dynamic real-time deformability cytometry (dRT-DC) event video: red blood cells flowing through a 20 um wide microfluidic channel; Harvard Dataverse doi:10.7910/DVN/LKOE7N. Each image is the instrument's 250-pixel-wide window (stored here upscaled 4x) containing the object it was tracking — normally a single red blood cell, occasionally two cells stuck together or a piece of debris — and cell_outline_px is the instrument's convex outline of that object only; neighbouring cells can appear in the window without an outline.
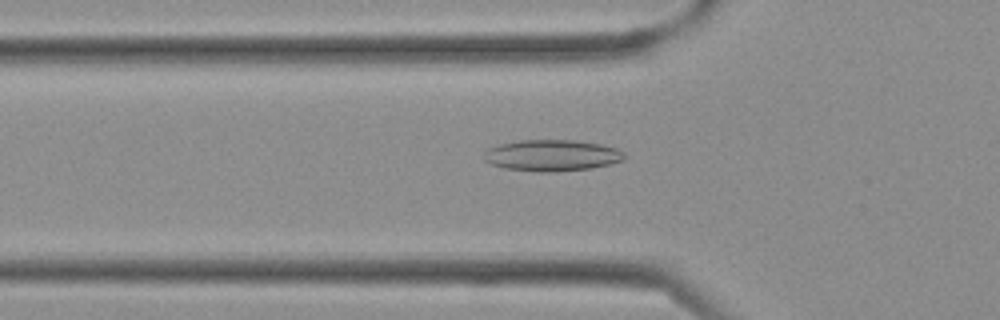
{"species": "Egyptian fruit bat (a non-hibernating species)", "species_latin": "Rousettus aegyptiacus", "temperature_condition": "cold", "stored_images_in_passage": 37, "camera_frame_rate_fps": 3000, "um_per_image_px": 0.085, "frame": {"image": 1, "passage_image": 12, "time_ms": 3.667, "image_size_px": [1000, 320], "cell_outline_px": [[624, 160], [612, 164], [592, 168], [552, 172], [536, 172], [504, 168], [492, 164], [484, 160], [484, 152], [488, 148], [500, 144], [520, 140], [576, 140], [600, 144], [616, 148], [624, 152]], "centroid_in_image_um": [46.92, 13.21], "position_along_channel_um": 78.9, "area_um2": 25.78}}
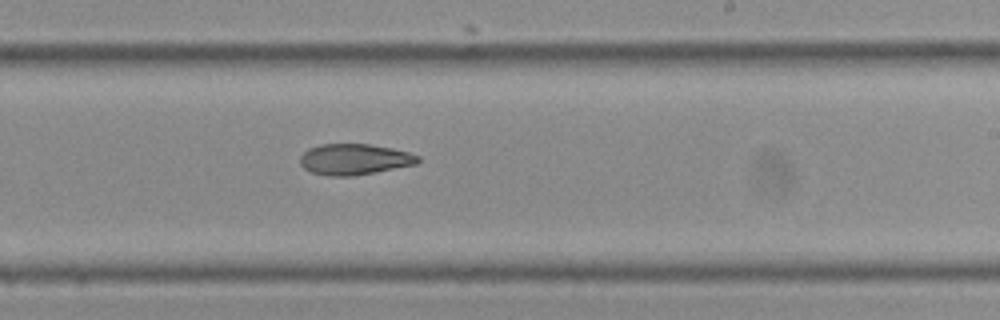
{"frame": {"image": 2, "passage_image": 22, "time_ms": 7.0, "image_size_px": [1000, 320], "cell_outline_px": [[420, 160], [416, 164], [376, 172], [352, 176], [328, 176], [312, 172], [304, 168], [300, 164], [300, 156], [308, 148], [320, 144], [368, 144], [392, 148], [408, 152], [420, 156]], "centroid_in_image_um": [30.11, 13.54], "position_along_channel_um": 258.9, "area_um2": 21.27}}
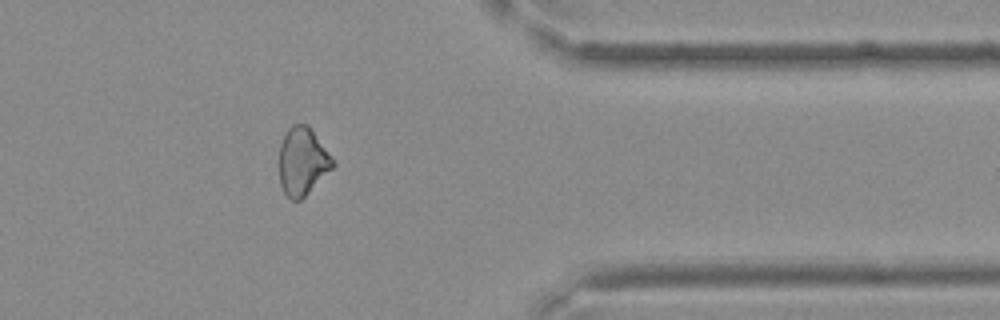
{"frame": {"image": 3, "passage_image": 30, "time_ms": 9.667, "image_size_px": [1000, 320], "cell_outline_px": [[336, 164], [300, 200], [292, 200], [284, 192], [280, 184], [280, 144], [288, 128], [292, 124], [308, 124], [332, 156]], "centroid_in_image_um": [25.72, 13.69], "position_along_channel_um": 385.7, "area_um2": 20.92}}